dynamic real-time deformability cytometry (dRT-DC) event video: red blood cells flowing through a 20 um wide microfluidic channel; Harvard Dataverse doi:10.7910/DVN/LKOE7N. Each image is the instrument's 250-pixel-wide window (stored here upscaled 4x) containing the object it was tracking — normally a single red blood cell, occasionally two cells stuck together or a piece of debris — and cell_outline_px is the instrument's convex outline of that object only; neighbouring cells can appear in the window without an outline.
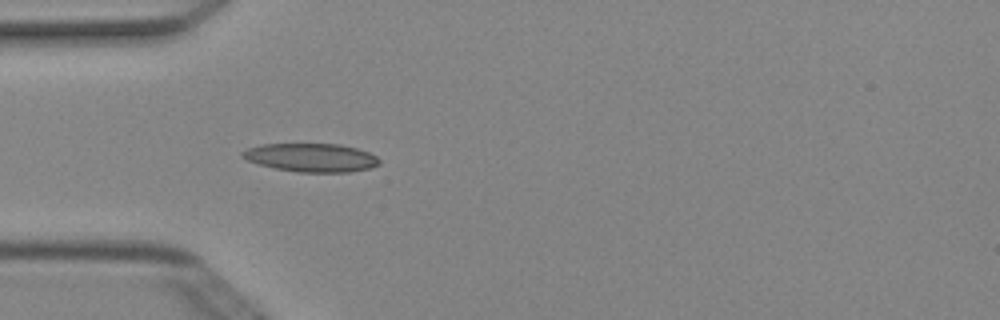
{"species": "Egyptian fruit bat (a non-hibernating species)", "species_latin": "Rousettus aegyptiacus", "temperature_condition": "cold", "stored_images_in_passage": 2, "camera_frame_rate_fps": 3000, "um_per_image_px": 0.085, "animal": {"sex": "female"}, "frame": {"image": 1, "passage_image": 2, "time_ms": 0.333, "image_size_px": [1000, 320], "cell_outline_px": [[380, 164], [372, 168], [348, 172], [296, 172], [276, 168], [260, 164], [248, 160], [240, 156], [240, 152], [248, 148], [264, 144], [340, 144], [356, 148], [368, 152], [376, 156], [380, 160]], "centroid_in_image_um": [26.48, 13.39], "position_along_channel_um": 58.5, "area_um2": 22.66}}